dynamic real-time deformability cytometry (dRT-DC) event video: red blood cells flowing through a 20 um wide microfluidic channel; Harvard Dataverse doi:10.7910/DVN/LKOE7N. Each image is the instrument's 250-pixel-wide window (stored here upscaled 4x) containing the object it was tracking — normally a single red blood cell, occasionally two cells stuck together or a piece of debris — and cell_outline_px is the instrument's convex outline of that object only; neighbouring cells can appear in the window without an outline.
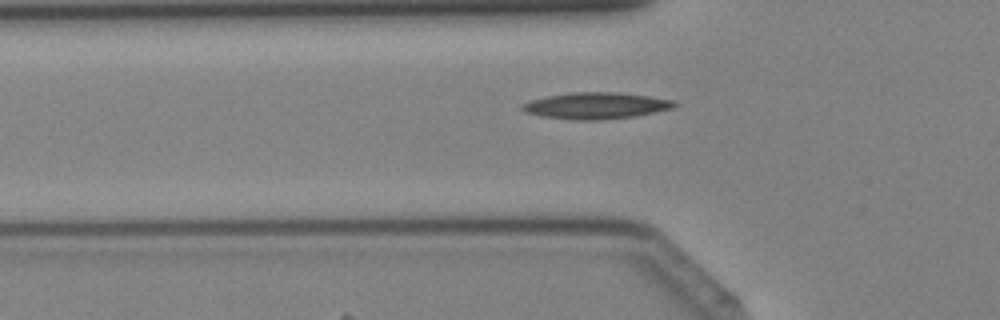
{"species": "Egyptian fruit bat (a non-hibernating species)", "species_latin": "Rousettus aegyptiacus", "temperature_condition": "cold", "stored_images_in_passage": 26, "camera_frame_rate_fps": 3000, "um_per_image_px": 0.085, "animal": {"sex": "female"}, "frame": {"image": 1, "passage_image": 7, "time_ms": 2.0, "image_size_px": [1000, 320], "cell_outline_px": [[676, 104], [672, 108], [656, 112], [636, 116], [604, 120], [572, 120], [544, 116], [524, 112], [520, 108], [520, 104], [532, 100], [548, 96], [568, 92], [616, 92], [648, 96], [676, 100]], "centroid_in_image_um": [50.66, 8.98], "position_along_channel_um": 75.1, "area_um2": 23.58}}
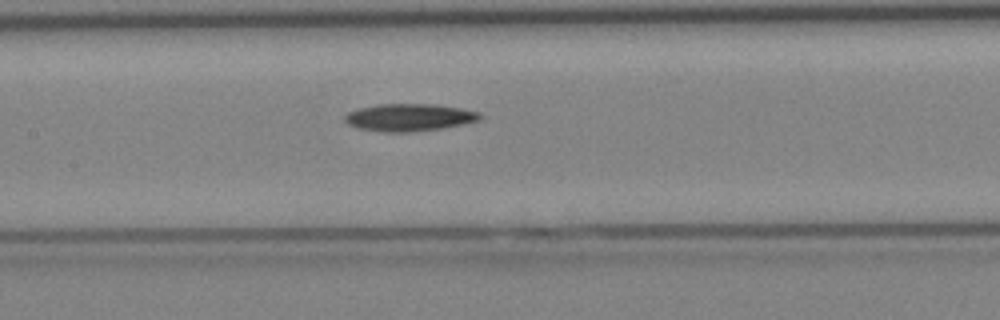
{"frame": {"image": 2, "passage_image": 13, "time_ms": 4.0, "image_size_px": [1000, 320], "cell_outline_px": [[484, 116], [480, 120], [464, 124], [444, 128], [412, 132], [380, 132], [356, 128], [348, 124], [344, 120], [344, 116], [348, 112], [360, 108], [380, 104], [432, 104], [460, 108], [480, 112]], "centroid_in_image_um": [34.8, 9.99], "position_along_channel_um": 172.6, "area_um2": 21.79}}
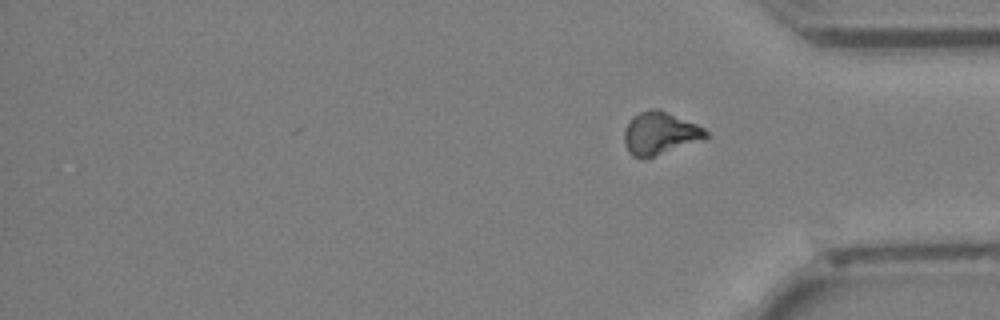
{"frame": {"image": 3, "passage_image": 26, "time_ms": 8.333, "image_size_px": [1000, 320], "cell_outline_px": [[708, 136], [704, 140], [652, 156], [632, 156], [628, 152], [624, 144], [624, 128], [628, 120], [632, 116], [640, 112], [652, 108], [660, 108], [696, 124], [704, 128], [708, 132]], "centroid_in_image_um": [56.08, 11.29], "position_along_channel_um": 379.1, "area_um2": 20.29}}